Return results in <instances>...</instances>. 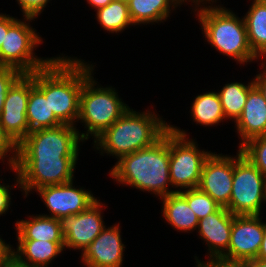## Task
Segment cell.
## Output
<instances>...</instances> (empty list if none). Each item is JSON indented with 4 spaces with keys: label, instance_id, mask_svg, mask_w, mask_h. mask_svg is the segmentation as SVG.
Segmentation results:
<instances>
[{
    "label": "cell",
    "instance_id": "cell-13",
    "mask_svg": "<svg viewBox=\"0 0 266 267\" xmlns=\"http://www.w3.org/2000/svg\"><path fill=\"white\" fill-rule=\"evenodd\" d=\"M107 206L100 200L88 209L75 215L60 219L61 232L64 236L65 249L83 251L106 227L102 210Z\"/></svg>",
    "mask_w": 266,
    "mask_h": 267
},
{
    "label": "cell",
    "instance_id": "cell-12",
    "mask_svg": "<svg viewBox=\"0 0 266 267\" xmlns=\"http://www.w3.org/2000/svg\"><path fill=\"white\" fill-rule=\"evenodd\" d=\"M260 215H235L228 251L219 260L252 261L257 258L264 235Z\"/></svg>",
    "mask_w": 266,
    "mask_h": 267
},
{
    "label": "cell",
    "instance_id": "cell-31",
    "mask_svg": "<svg viewBox=\"0 0 266 267\" xmlns=\"http://www.w3.org/2000/svg\"><path fill=\"white\" fill-rule=\"evenodd\" d=\"M4 159H7L9 169L12 170L17 160V144L0 125V160L3 161V164L5 161Z\"/></svg>",
    "mask_w": 266,
    "mask_h": 267
},
{
    "label": "cell",
    "instance_id": "cell-34",
    "mask_svg": "<svg viewBox=\"0 0 266 267\" xmlns=\"http://www.w3.org/2000/svg\"><path fill=\"white\" fill-rule=\"evenodd\" d=\"M17 20V18H14L10 15H6L3 13H0V47L2 43L4 42L5 35L8 31V28Z\"/></svg>",
    "mask_w": 266,
    "mask_h": 267
},
{
    "label": "cell",
    "instance_id": "cell-14",
    "mask_svg": "<svg viewBox=\"0 0 266 267\" xmlns=\"http://www.w3.org/2000/svg\"><path fill=\"white\" fill-rule=\"evenodd\" d=\"M73 184L71 181L38 188L35 192L39 193L37 195L51 213L42 215L60 220L63 217L81 213L98 200L91 191H87L83 187L77 188Z\"/></svg>",
    "mask_w": 266,
    "mask_h": 267
},
{
    "label": "cell",
    "instance_id": "cell-28",
    "mask_svg": "<svg viewBox=\"0 0 266 267\" xmlns=\"http://www.w3.org/2000/svg\"><path fill=\"white\" fill-rule=\"evenodd\" d=\"M180 193L186 198L189 207L199 220L217 212L222 207L199 188L183 190Z\"/></svg>",
    "mask_w": 266,
    "mask_h": 267
},
{
    "label": "cell",
    "instance_id": "cell-36",
    "mask_svg": "<svg viewBox=\"0 0 266 267\" xmlns=\"http://www.w3.org/2000/svg\"><path fill=\"white\" fill-rule=\"evenodd\" d=\"M210 267H254L252 261L217 260Z\"/></svg>",
    "mask_w": 266,
    "mask_h": 267
},
{
    "label": "cell",
    "instance_id": "cell-8",
    "mask_svg": "<svg viewBox=\"0 0 266 267\" xmlns=\"http://www.w3.org/2000/svg\"><path fill=\"white\" fill-rule=\"evenodd\" d=\"M233 156V182L226 208L234 215H260L266 202V177L242 152Z\"/></svg>",
    "mask_w": 266,
    "mask_h": 267
},
{
    "label": "cell",
    "instance_id": "cell-23",
    "mask_svg": "<svg viewBox=\"0 0 266 267\" xmlns=\"http://www.w3.org/2000/svg\"><path fill=\"white\" fill-rule=\"evenodd\" d=\"M243 19L249 46L260 59L266 53V0H253Z\"/></svg>",
    "mask_w": 266,
    "mask_h": 267
},
{
    "label": "cell",
    "instance_id": "cell-33",
    "mask_svg": "<svg viewBox=\"0 0 266 267\" xmlns=\"http://www.w3.org/2000/svg\"><path fill=\"white\" fill-rule=\"evenodd\" d=\"M16 177V183L13 186H9L8 183H4V181L1 184L0 181V216L5 214L11 205V189L12 187L15 188L16 186L20 188V182H19V177L17 173L15 174ZM7 184V185H6Z\"/></svg>",
    "mask_w": 266,
    "mask_h": 267
},
{
    "label": "cell",
    "instance_id": "cell-24",
    "mask_svg": "<svg viewBox=\"0 0 266 267\" xmlns=\"http://www.w3.org/2000/svg\"><path fill=\"white\" fill-rule=\"evenodd\" d=\"M26 115L29 133L62 124L50 110L49 96H45L35 85L30 89Z\"/></svg>",
    "mask_w": 266,
    "mask_h": 267
},
{
    "label": "cell",
    "instance_id": "cell-39",
    "mask_svg": "<svg viewBox=\"0 0 266 267\" xmlns=\"http://www.w3.org/2000/svg\"><path fill=\"white\" fill-rule=\"evenodd\" d=\"M256 259H266V222H264L263 240Z\"/></svg>",
    "mask_w": 266,
    "mask_h": 267
},
{
    "label": "cell",
    "instance_id": "cell-6",
    "mask_svg": "<svg viewBox=\"0 0 266 267\" xmlns=\"http://www.w3.org/2000/svg\"><path fill=\"white\" fill-rule=\"evenodd\" d=\"M211 153L201 150L185 130L170 125L169 175L175 192L198 188L204 163Z\"/></svg>",
    "mask_w": 266,
    "mask_h": 267
},
{
    "label": "cell",
    "instance_id": "cell-40",
    "mask_svg": "<svg viewBox=\"0 0 266 267\" xmlns=\"http://www.w3.org/2000/svg\"><path fill=\"white\" fill-rule=\"evenodd\" d=\"M87 4L95 9V11L99 8L105 7L107 4L114 0H86Z\"/></svg>",
    "mask_w": 266,
    "mask_h": 267
},
{
    "label": "cell",
    "instance_id": "cell-7",
    "mask_svg": "<svg viewBox=\"0 0 266 267\" xmlns=\"http://www.w3.org/2000/svg\"><path fill=\"white\" fill-rule=\"evenodd\" d=\"M34 19L36 18L24 17L23 21L17 19L8 28L0 47V66L14 67L23 74H30L45 68L55 58L45 59L35 55L34 50L43 44V39L30 25Z\"/></svg>",
    "mask_w": 266,
    "mask_h": 267
},
{
    "label": "cell",
    "instance_id": "cell-22",
    "mask_svg": "<svg viewBox=\"0 0 266 267\" xmlns=\"http://www.w3.org/2000/svg\"><path fill=\"white\" fill-rule=\"evenodd\" d=\"M160 200L163 201L162 216L165 222L167 221L178 232L191 233L196 230L199 219L180 192L161 197Z\"/></svg>",
    "mask_w": 266,
    "mask_h": 267
},
{
    "label": "cell",
    "instance_id": "cell-41",
    "mask_svg": "<svg viewBox=\"0 0 266 267\" xmlns=\"http://www.w3.org/2000/svg\"><path fill=\"white\" fill-rule=\"evenodd\" d=\"M252 263L254 267H266V259H254Z\"/></svg>",
    "mask_w": 266,
    "mask_h": 267
},
{
    "label": "cell",
    "instance_id": "cell-2",
    "mask_svg": "<svg viewBox=\"0 0 266 267\" xmlns=\"http://www.w3.org/2000/svg\"><path fill=\"white\" fill-rule=\"evenodd\" d=\"M122 186L164 197L175 192L169 175V130L153 145L121 157L109 171Z\"/></svg>",
    "mask_w": 266,
    "mask_h": 267
},
{
    "label": "cell",
    "instance_id": "cell-11",
    "mask_svg": "<svg viewBox=\"0 0 266 267\" xmlns=\"http://www.w3.org/2000/svg\"><path fill=\"white\" fill-rule=\"evenodd\" d=\"M34 72L23 74L8 90L0 115V125L18 145L29 133L26 109Z\"/></svg>",
    "mask_w": 266,
    "mask_h": 267
},
{
    "label": "cell",
    "instance_id": "cell-21",
    "mask_svg": "<svg viewBox=\"0 0 266 267\" xmlns=\"http://www.w3.org/2000/svg\"><path fill=\"white\" fill-rule=\"evenodd\" d=\"M184 2V0H130L127 4L130 18L135 26L166 21L170 17L171 10L181 7Z\"/></svg>",
    "mask_w": 266,
    "mask_h": 267
},
{
    "label": "cell",
    "instance_id": "cell-10",
    "mask_svg": "<svg viewBox=\"0 0 266 267\" xmlns=\"http://www.w3.org/2000/svg\"><path fill=\"white\" fill-rule=\"evenodd\" d=\"M78 157L17 158L14 173H17L20 190L27 197L32 190L73 181Z\"/></svg>",
    "mask_w": 266,
    "mask_h": 267
},
{
    "label": "cell",
    "instance_id": "cell-19",
    "mask_svg": "<svg viewBox=\"0 0 266 267\" xmlns=\"http://www.w3.org/2000/svg\"><path fill=\"white\" fill-rule=\"evenodd\" d=\"M64 250V242L18 240L17 248H11V254L28 267H49Z\"/></svg>",
    "mask_w": 266,
    "mask_h": 267
},
{
    "label": "cell",
    "instance_id": "cell-44",
    "mask_svg": "<svg viewBox=\"0 0 266 267\" xmlns=\"http://www.w3.org/2000/svg\"><path fill=\"white\" fill-rule=\"evenodd\" d=\"M119 1H122L124 3H128L130 0H119Z\"/></svg>",
    "mask_w": 266,
    "mask_h": 267
},
{
    "label": "cell",
    "instance_id": "cell-26",
    "mask_svg": "<svg viewBox=\"0 0 266 267\" xmlns=\"http://www.w3.org/2000/svg\"><path fill=\"white\" fill-rule=\"evenodd\" d=\"M254 84V80H250L248 84L241 82H231L225 84L217 93L220 98L223 113L226 119L237 121L242 114L246 103L249 88Z\"/></svg>",
    "mask_w": 266,
    "mask_h": 267
},
{
    "label": "cell",
    "instance_id": "cell-3",
    "mask_svg": "<svg viewBox=\"0 0 266 267\" xmlns=\"http://www.w3.org/2000/svg\"><path fill=\"white\" fill-rule=\"evenodd\" d=\"M170 124L154 111L137 112L130 107L94 141L100 155L114 156L117 161L124 155L149 147L168 130Z\"/></svg>",
    "mask_w": 266,
    "mask_h": 267
},
{
    "label": "cell",
    "instance_id": "cell-18",
    "mask_svg": "<svg viewBox=\"0 0 266 267\" xmlns=\"http://www.w3.org/2000/svg\"><path fill=\"white\" fill-rule=\"evenodd\" d=\"M235 126L241 140L239 148L252 138L266 136V100L255 84L249 88L242 114Z\"/></svg>",
    "mask_w": 266,
    "mask_h": 267
},
{
    "label": "cell",
    "instance_id": "cell-16",
    "mask_svg": "<svg viewBox=\"0 0 266 267\" xmlns=\"http://www.w3.org/2000/svg\"><path fill=\"white\" fill-rule=\"evenodd\" d=\"M233 182V156L211 153L206 159L198 188L220 206L229 204Z\"/></svg>",
    "mask_w": 266,
    "mask_h": 267
},
{
    "label": "cell",
    "instance_id": "cell-42",
    "mask_svg": "<svg viewBox=\"0 0 266 267\" xmlns=\"http://www.w3.org/2000/svg\"><path fill=\"white\" fill-rule=\"evenodd\" d=\"M185 1V3L187 2H191V3H196V2H203V1H210V0H184Z\"/></svg>",
    "mask_w": 266,
    "mask_h": 267
},
{
    "label": "cell",
    "instance_id": "cell-32",
    "mask_svg": "<svg viewBox=\"0 0 266 267\" xmlns=\"http://www.w3.org/2000/svg\"><path fill=\"white\" fill-rule=\"evenodd\" d=\"M23 12V17L37 18L50 0H16Z\"/></svg>",
    "mask_w": 266,
    "mask_h": 267
},
{
    "label": "cell",
    "instance_id": "cell-5",
    "mask_svg": "<svg viewBox=\"0 0 266 267\" xmlns=\"http://www.w3.org/2000/svg\"><path fill=\"white\" fill-rule=\"evenodd\" d=\"M92 75L94 73L85 80L80 93L77 123L80 121L85 125L86 131H83L85 133H79L83 142L91 136L95 140L129 108L119 98L115 88L99 86Z\"/></svg>",
    "mask_w": 266,
    "mask_h": 267
},
{
    "label": "cell",
    "instance_id": "cell-30",
    "mask_svg": "<svg viewBox=\"0 0 266 267\" xmlns=\"http://www.w3.org/2000/svg\"><path fill=\"white\" fill-rule=\"evenodd\" d=\"M22 75L17 68L0 66V115L8 90Z\"/></svg>",
    "mask_w": 266,
    "mask_h": 267
},
{
    "label": "cell",
    "instance_id": "cell-43",
    "mask_svg": "<svg viewBox=\"0 0 266 267\" xmlns=\"http://www.w3.org/2000/svg\"><path fill=\"white\" fill-rule=\"evenodd\" d=\"M261 59L262 60H260V61H263V62H261L260 64H263V65H265L266 66V53L261 57Z\"/></svg>",
    "mask_w": 266,
    "mask_h": 267
},
{
    "label": "cell",
    "instance_id": "cell-1",
    "mask_svg": "<svg viewBox=\"0 0 266 267\" xmlns=\"http://www.w3.org/2000/svg\"><path fill=\"white\" fill-rule=\"evenodd\" d=\"M95 66L77 57L56 56L45 68L34 72V85L49 96L50 110L62 123L75 126L80 93Z\"/></svg>",
    "mask_w": 266,
    "mask_h": 267
},
{
    "label": "cell",
    "instance_id": "cell-29",
    "mask_svg": "<svg viewBox=\"0 0 266 267\" xmlns=\"http://www.w3.org/2000/svg\"><path fill=\"white\" fill-rule=\"evenodd\" d=\"M239 149L266 177V136L252 138Z\"/></svg>",
    "mask_w": 266,
    "mask_h": 267
},
{
    "label": "cell",
    "instance_id": "cell-37",
    "mask_svg": "<svg viewBox=\"0 0 266 267\" xmlns=\"http://www.w3.org/2000/svg\"><path fill=\"white\" fill-rule=\"evenodd\" d=\"M0 267H28L26 264L19 262L12 254L4 261L0 262Z\"/></svg>",
    "mask_w": 266,
    "mask_h": 267
},
{
    "label": "cell",
    "instance_id": "cell-35",
    "mask_svg": "<svg viewBox=\"0 0 266 267\" xmlns=\"http://www.w3.org/2000/svg\"><path fill=\"white\" fill-rule=\"evenodd\" d=\"M260 69L262 70L256 74V77L254 76L253 80L254 84L258 87L266 100V66L261 64Z\"/></svg>",
    "mask_w": 266,
    "mask_h": 267
},
{
    "label": "cell",
    "instance_id": "cell-17",
    "mask_svg": "<svg viewBox=\"0 0 266 267\" xmlns=\"http://www.w3.org/2000/svg\"><path fill=\"white\" fill-rule=\"evenodd\" d=\"M121 226L114 224L101 233L81 253L86 267H122L125 245L122 243Z\"/></svg>",
    "mask_w": 266,
    "mask_h": 267
},
{
    "label": "cell",
    "instance_id": "cell-9",
    "mask_svg": "<svg viewBox=\"0 0 266 267\" xmlns=\"http://www.w3.org/2000/svg\"><path fill=\"white\" fill-rule=\"evenodd\" d=\"M76 126L61 124L37 129L17 145V158L78 157L80 138Z\"/></svg>",
    "mask_w": 266,
    "mask_h": 267
},
{
    "label": "cell",
    "instance_id": "cell-27",
    "mask_svg": "<svg viewBox=\"0 0 266 267\" xmlns=\"http://www.w3.org/2000/svg\"><path fill=\"white\" fill-rule=\"evenodd\" d=\"M96 12L97 21L107 32L122 33L129 25H134L129 15L128 4L122 1L114 0Z\"/></svg>",
    "mask_w": 266,
    "mask_h": 267
},
{
    "label": "cell",
    "instance_id": "cell-4",
    "mask_svg": "<svg viewBox=\"0 0 266 267\" xmlns=\"http://www.w3.org/2000/svg\"><path fill=\"white\" fill-rule=\"evenodd\" d=\"M217 1L191 4L194 5L193 12L197 11L195 15L197 14L196 18L201 25L205 40L221 54L231 57L241 66L245 63L247 65V62L259 61L249 46L244 19L242 17L240 19L233 11L220 4L213 5L217 4Z\"/></svg>",
    "mask_w": 266,
    "mask_h": 267
},
{
    "label": "cell",
    "instance_id": "cell-38",
    "mask_svg": "<svg viewBox=\"0 0 266 267\" xmlns=\"http://www.w3.org/2000/svg\"><path fill=\"white\" fill-rule=\"evenodd\" d=\"M11 246L0 238V262L4 261L11 254V248H13Z\"/></svg>",
    "mask_w": 266,
    "mask_h": 267
},
{
    "label": "cell",
    "instance_id": "cell-15",
    "mask_svg": "<svg viewBox=\"0 0 266 267\" xmlns=\"http://www.w3.org/2000/svg\"><path fill=\"white\" fill-rule=\"evenodd\" d=\"M234 216L226 207H221L199 220L196 232L208 246L209 259L204 262L195 256L196 267H210L228 251Z\"/></svg>",
    "mask_w": 266,
    "mask_h": 267
},
{
    "label": "cell",
    "instance_id": "cell-20",
    "mask_svg": "<svg viewBox=\"0 0 266 267\" xmlns=\"http://www.w3.org/2000/svg\"><path fill=\"white\" fill-rule=\"evenodd\" d=\"M29 220H18L15 223L17 240H42L64 242L60 220L44 215H32Z\"/></svg>",
    "mask_w": 266,
    "mask_h": 267
},
{
    "label": "cell",
    "instance_id": "cell-25",
    "mask_svg": "<svg viewBox=\"0 0 266 267\" xmlns=\"http://www.w3.org/2000/svg\"><path fill=\"white\" fill-rule=\"evenodd\" d=\"M191 105L190 116H192L193 122L200 126L212 127L226 120L219 95L215 91L197 95Z\"/></svg>",
    "mask_w": 266,
    "mask_h": 267
}]
</instances>
